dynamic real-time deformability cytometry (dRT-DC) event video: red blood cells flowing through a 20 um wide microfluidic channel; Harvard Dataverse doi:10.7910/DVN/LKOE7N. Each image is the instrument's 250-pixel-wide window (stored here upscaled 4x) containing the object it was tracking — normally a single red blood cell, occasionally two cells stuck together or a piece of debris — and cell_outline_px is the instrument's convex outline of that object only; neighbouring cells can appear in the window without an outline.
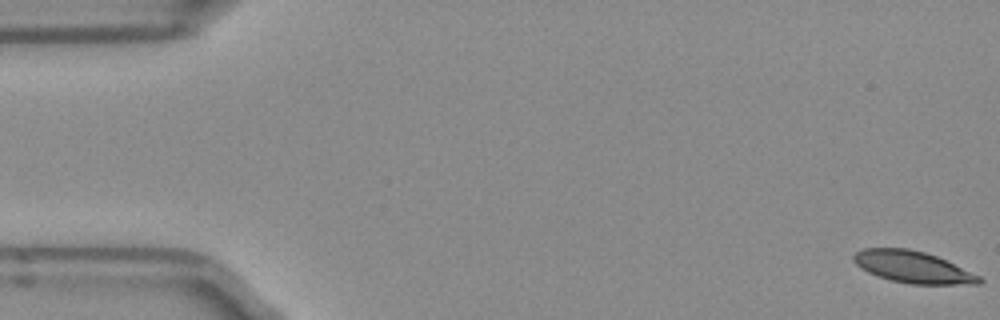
{"species": "Egyptian fruit bat (a non-hibernating species)", "species_latin": "Rousettus aegyptiacus", "temperature_condition": "room temperature", "stored_images_in_passage": 15, "camera_frame_rate_fps": 3000, "um_per_image_px": 0.085, "frame": {"image": 1, "passage_image": 1, "time_ms": 0.0, "image_size_px": [1000, 320], "cell_outline_px": [[984, 280], [980, 284], [912, 284], [892, 280], [868, 272], [856, 264], [852, 260], [852, 256], [856, 252], [864, 248], [908, 248], [924, 252], [936, 256], [980, 276]], "centroid_in_image_um": [77.59, 22.69], "position_along_channel_um": 7.4, "area_um2": 22.95}}